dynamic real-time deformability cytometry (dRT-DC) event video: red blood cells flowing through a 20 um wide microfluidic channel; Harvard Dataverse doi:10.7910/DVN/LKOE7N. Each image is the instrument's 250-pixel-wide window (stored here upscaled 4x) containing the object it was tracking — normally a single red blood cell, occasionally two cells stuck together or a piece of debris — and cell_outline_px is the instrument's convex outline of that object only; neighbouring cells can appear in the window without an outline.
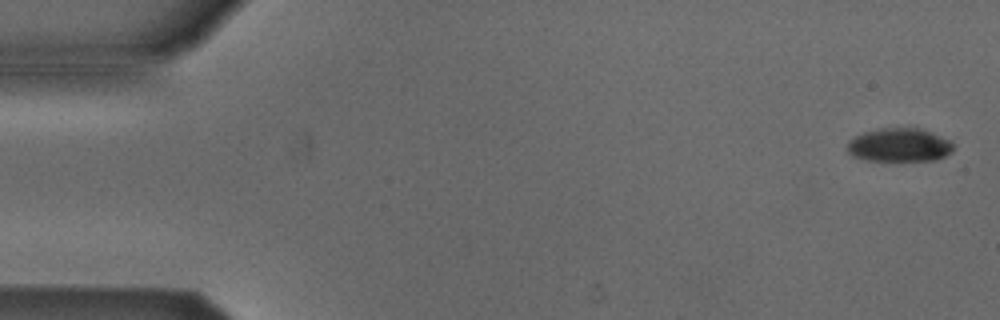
{"species": "Egyptian fruit bat (a non-hibernating species)", "species_latin": "Rousettus aegyptiacus", "temperature_condition": "cold", "stored_images_in_passage": 5, "camera_frame_rate_fps": 3000, "um_per_image_px": 0.085, "animal": {"sex": "male"}, "frame": {"image": 1, "passage_image": 1, "time_ms": 0.0, "image_size_px": [1000, 320], "cell_outline_px": [[952, 152], [936, 160], [868, 160], [852, 156], [848, 152], [848, 140], [864, 132], [880, 128], [920, 128], [952, 140]], "centroid_in_image_um": [76.45, 12.32], "position_along_channel_um": 8.5, "area_um2": 20.63}}
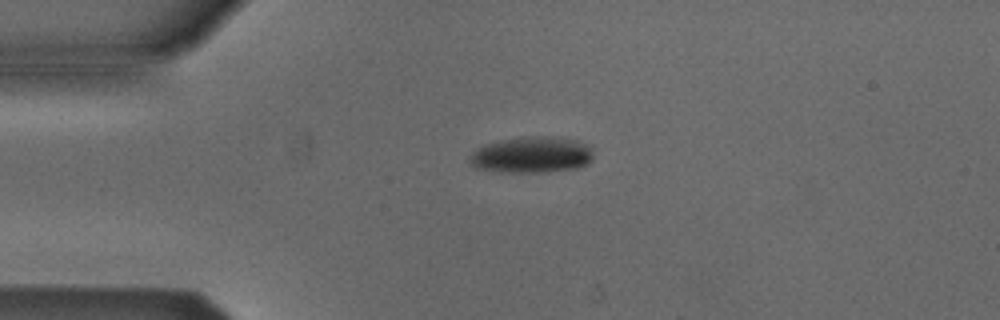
{"frame": {"image": 2, "passage_image": 4, "time_ms": 3.667, "image_size_px": [1000, 320], "cell_outline_px": [[592, 160], [588, 164], [576, 168], [544, 172], [496, 172], [472, 168], [468, 160], [472, 152], [476, 148], [484, 144], [500, 140], [524, 136], [556, 136], [580, 140], [588, 144], [592, 148]], "centroid_in_image_um": [45.18, 13.15], "position_along_channel_um": 39.8, "area_um2": 26.82}}